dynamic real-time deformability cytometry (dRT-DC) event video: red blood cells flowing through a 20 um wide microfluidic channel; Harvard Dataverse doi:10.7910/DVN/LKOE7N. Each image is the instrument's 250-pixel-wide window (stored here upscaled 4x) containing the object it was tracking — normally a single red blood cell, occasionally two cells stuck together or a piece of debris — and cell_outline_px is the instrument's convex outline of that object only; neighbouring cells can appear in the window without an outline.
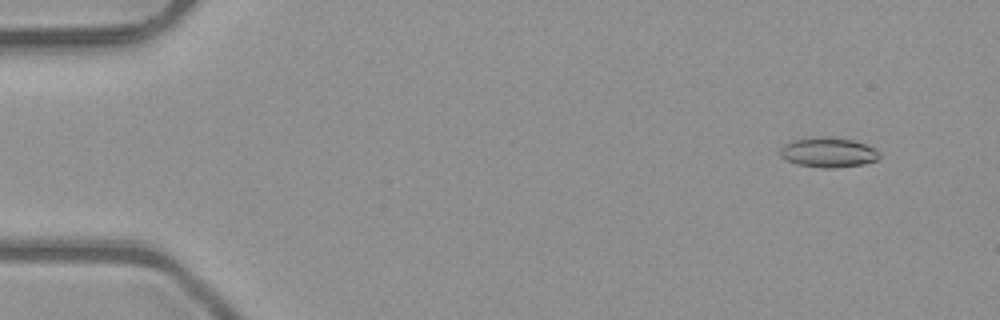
{"species": "common noctule bat (a hibernating species)", "species_latin": "Nyctalus noctula", "temperature_condition": "room temperature", "stored_images_in_passage": 6, "camera_frame_rate_fps": 3000, "um_per_image_px": 0.085, "animal": {"sex": "male", "body_mass_g": 23.1, "forearm_length_mm": 52.7}, "frame": {"image": 1, "passage_image": 2, "time_ms": 0.333, "image_size_px": [1000, 320], "cell_outline_px": [[880, 156], [876, 160], [864, 164], [832, 168], [824, 168], [796, 164], [780, 156], [780, 148], [784, 144], [792, 140], [852, 140], [876, 148], [880, 152]], "centroid_in_image_um": [70.43, 13.02], "position_along_channel_um": 14.6, "area_um2": 16.36}}
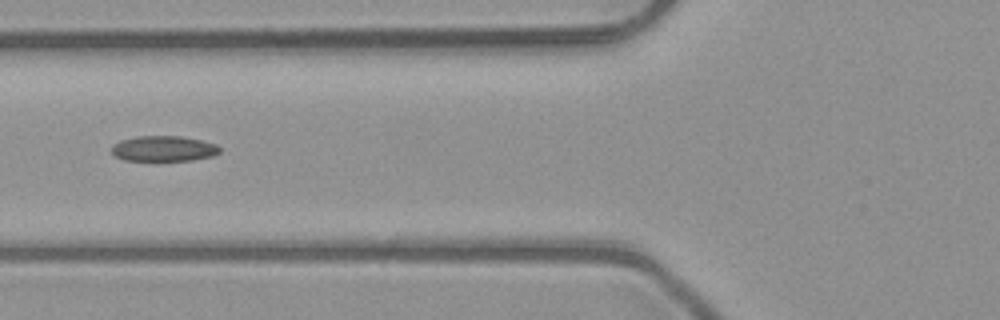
{"frame": {"image": 2, "passage_image": 6, "time_ms": 1.667, "image_size_px": [1000, 320], "cell_outline_px": [[220, 152], [212, 156], [192, 160], [156, 164], [124, 160], [112, 156], [112, 144], [120, 140], [136, 136], [180, 136], [200, 140], [216, 144], [220, 148]], "centroid_in_image_um": [13.84, 12.69], "position_along_channel_um": 112.0, "area_um2": 17.05}}